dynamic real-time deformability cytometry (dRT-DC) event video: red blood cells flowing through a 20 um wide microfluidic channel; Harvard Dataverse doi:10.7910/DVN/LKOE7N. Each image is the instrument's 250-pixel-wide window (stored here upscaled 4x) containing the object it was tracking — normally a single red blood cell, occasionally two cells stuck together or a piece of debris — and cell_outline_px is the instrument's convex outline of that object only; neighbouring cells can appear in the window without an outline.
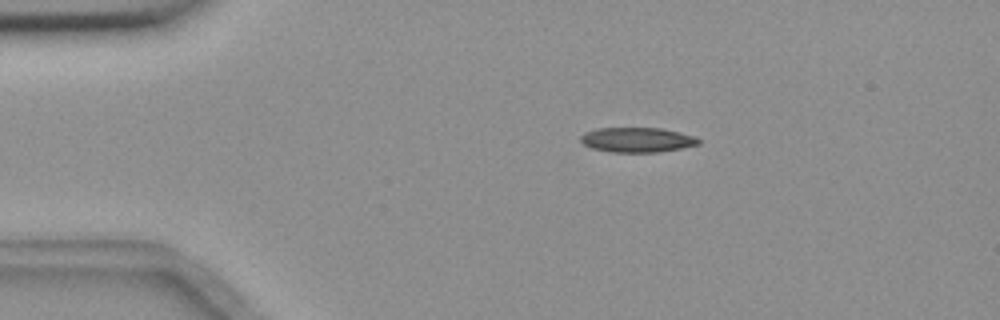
{"species": "common noctule bat (a hibernating species)", "species_latin": "Nyctalus noctula", "temperature_condition": "room temperature", "stored_images_in_passage": 46, "camera_frame_rate_fps": 3000, "um_per_image_px": 0.085, "animal": {"sex": "female", "body_mass_g": 18.4}, "frame": {"image": 1, "passage_image": 1, "time_ms": 0.0, "image_size_px": [1000, 320], "cell_outline_px": [[700, 144], [680, 148], [656, 152], [612, 152], [592, 148], [584, 144], [580, 140], [580, 136], [584, 132], [596, 128], [660, 128], [692, 136], [700, 140]], "centroid_in_image_um": [54.1, 11.88], "position_along_channel_um": 30.9, "area_um2": 16.82}}
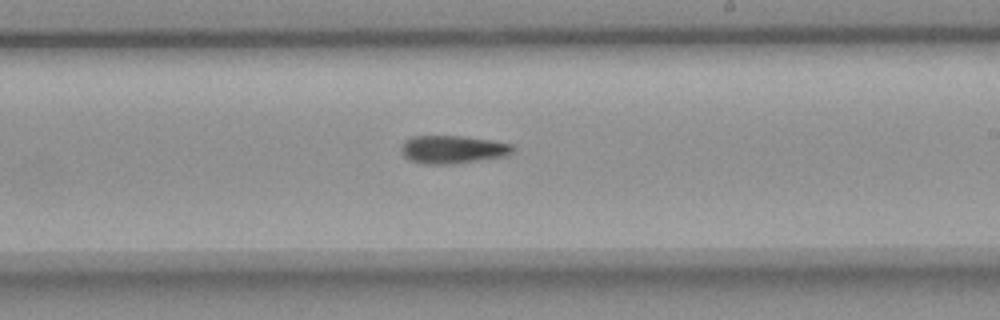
{"frame": {"image": 2, "passage_image": 23, "time_ms": 7.333, "image_size_px": [1000, 320], "cell_outline_px": [[512, 152], [508, 156], [452, 164], [420, 164], [408, 160], [400, 152], [400, 148], [404, 140], [412, 136], [464, 136], [492, 140], [512, 144]], "centroid_in_image_um": [38.43, 12.71], "position_along_channel_um": 250.6, "area_um2": 18.5}}
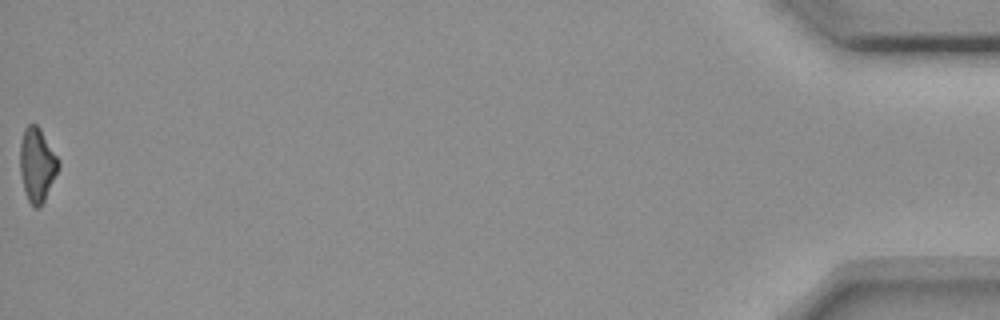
{"frame": {"image": 3, "passage_image": 46, "time_ms": 15.0, "image_size_px": [1000, 320], "cell_outline_px": [[60, 164], [44, 200], [36, 208], [28, 200], [24, 188], [20, 172], [20, 144], [24, 128], [28, 124], [36, 124], [40, 128], [60, 160]], "centroid_in_image_um": [3.15, 13.94], "position_along_channel_um": 432.1, "area_um2": 16.24}, "authors_computed_cell_mechanics": {"area_um2": 17.7446, "velocity_mm_per_s": 3.6743, "shape_relaxation_time_tau1_ms": 6.4131, "shape_relaxation_time_tau2_ms": null, "deformation_change_tau1": 0.1906, "deformation_change_tau2": null}}